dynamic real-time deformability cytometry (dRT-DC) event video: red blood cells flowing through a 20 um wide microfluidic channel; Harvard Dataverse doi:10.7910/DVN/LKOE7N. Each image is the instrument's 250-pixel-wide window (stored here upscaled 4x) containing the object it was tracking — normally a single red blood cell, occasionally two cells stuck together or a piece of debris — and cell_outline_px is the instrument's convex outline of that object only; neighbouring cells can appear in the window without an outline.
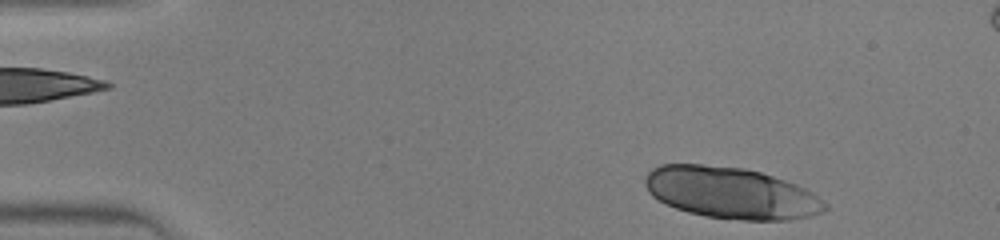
{"species": "human", "species_latin": "Homo sapiens", "temperature_condition": "warm", "stored_images_in_passage": 15, "camera_frame_rate_fps": 3000, "um_per_image_px": 0.085, "donor": {"sex": "male"}, "frame": {"image": 1, "passage_image": 1, "time_ms": 0.0, "image_size_px": [1000, 240], "cell_outline_px": [[828, 208], [824, 212], [812, 216], [788, 220], [744, 220], [704, 216], [688, 212], [664, 204], [652, 196], [648, 192], [644, 184], [644, 176], [652, 168], [660, 164], [704, 164], [744, 168], [760, 172], [796, 184], [812, 192], [828, 204]], "centroid_in_image_um": [62.12, 16.4], "position_along_channel_um": 22.9, "area_um2": 54.33}}